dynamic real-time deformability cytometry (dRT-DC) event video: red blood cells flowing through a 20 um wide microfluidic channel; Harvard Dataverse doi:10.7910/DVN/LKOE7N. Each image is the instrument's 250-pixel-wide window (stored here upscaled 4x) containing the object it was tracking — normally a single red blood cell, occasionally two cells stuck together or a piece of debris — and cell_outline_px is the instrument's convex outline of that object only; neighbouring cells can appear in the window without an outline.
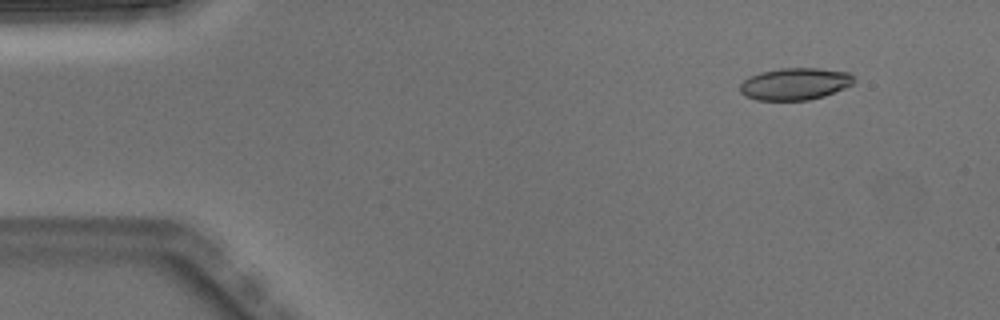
{"species": "Egyptian fruit bat (a non-hibernating species)", "species_latin": "Rousettus aegyptiacus", "temperature_condition": "warm", "stored_images_in_passage": 5, "segment_of_instrument_passage": [2, 2], "camera_frame_rate_fps": 3000, "um_per_image_px": 0.085, "animal": {"sex": "male"}, "frame": {"image": 1, "passage_image": 5, "time_ms": 1.333, "image_size_px": [1000, 320], "cell_outline_px": [[856, 80], [852, 84], [844, 88], [824, 96], [808, 100], [756, 100], [744, 96], [740, 92], [740, 84], [744, 80], [760, 72], [780, 68], [820, 68], [848, 72]], "centroid_in_image_um": [67.57, 7.13], "position_along_channel_um": 17.4, "area_um2": 21.27}}